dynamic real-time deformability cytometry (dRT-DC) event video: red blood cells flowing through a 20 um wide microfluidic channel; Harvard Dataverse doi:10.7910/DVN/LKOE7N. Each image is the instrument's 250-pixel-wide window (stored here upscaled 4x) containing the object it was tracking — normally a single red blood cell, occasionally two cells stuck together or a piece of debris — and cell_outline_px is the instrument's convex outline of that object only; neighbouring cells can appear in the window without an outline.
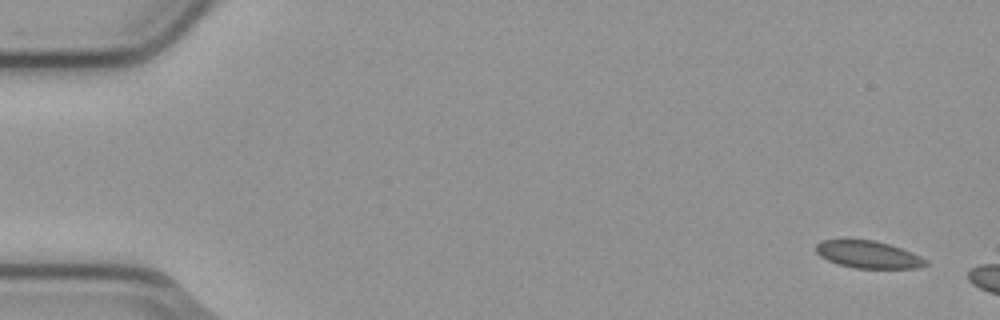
{"species": "common noctule bat (a hibernating species)", "species_latin": "Nyctalus noctula", "temperature_condition": "cold", "stored_images_in_passage": 4, "camera_frame_rate_fps": 3000, "um_per_image_px": 0.085, "animal": {"sex": "male", "body_mass_g": 23.1, "forearm_length_mm": 52.7}, "frame": {"image": 1, "passage_image": 1, "time_ms": 0.0, "image_size_px": [1000, 320], "cell_outline_px": [[928, 264], [916, 268], [856, 268], [840, 264], [828, 260], [820, 256], [816, 252], [816, 244], [820, 240], [872, 240], [888, 244], [912, 252], [928, 260]], "centroid_in_image_um": [73.8, 21.63], "position_along_channel_um": 11.2, "area_um2": 17.22}}